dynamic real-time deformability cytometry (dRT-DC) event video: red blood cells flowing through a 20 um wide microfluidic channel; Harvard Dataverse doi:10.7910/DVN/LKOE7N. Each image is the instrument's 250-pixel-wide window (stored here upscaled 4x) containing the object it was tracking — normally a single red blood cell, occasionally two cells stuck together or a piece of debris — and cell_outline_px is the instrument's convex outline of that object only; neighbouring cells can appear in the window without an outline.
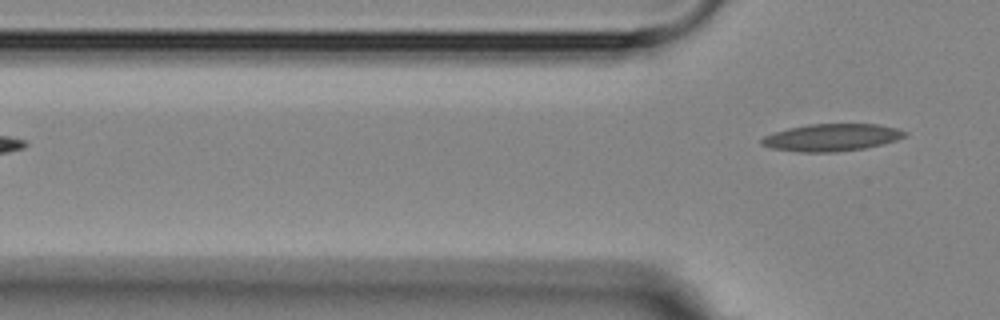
{"species": "Egyptian fruit bat (a non-hibernating species)", "species_latin": "Rousettus aegyptiacus", "temperature_condition": "room temperature", "stored_images_in_passage": 4, "camera_frame_rate_fps": 3000, "um_per_image_px": 0.085, "animal": {"sex": "female"}, "frame": {"image": 1, "passage_image": 4, "time_ms": 4.0, "image_size_px": [1000, 320], "cell_outline_px": [[908, 132], [904, 136], [896, 140], [864, 148], [836, 152], [800, 152], [772, 148], [760, 144], [760, 140], [764, 136], [788, 128], [808, 124], [876, 124], [896, 128]], "centroid_in_image_um": [70.66, 11.68], "position_along_channel_um": 55.1, "area_um2": 22.54}}